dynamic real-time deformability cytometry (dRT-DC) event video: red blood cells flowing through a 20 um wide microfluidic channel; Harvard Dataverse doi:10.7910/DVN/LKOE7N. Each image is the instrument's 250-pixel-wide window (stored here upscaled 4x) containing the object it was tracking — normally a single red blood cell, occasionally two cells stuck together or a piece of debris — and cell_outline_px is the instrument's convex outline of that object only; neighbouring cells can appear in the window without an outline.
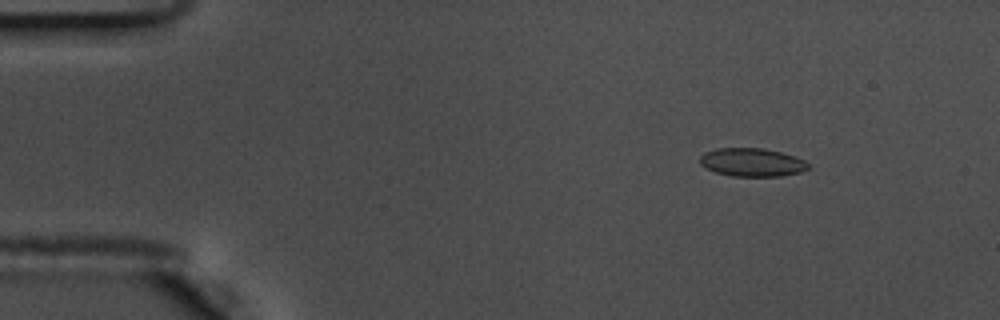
{"species": "common noctule bat (a hibernating species)", "species_latin": "Nyctalus noctula", "temperature_condition": "warm", "stored_images_in_passage": 11, "camera_frame_rate_fps": 3000, "um_per_image_px": 0.085, "animal": {"sex": "male", "body_mass_g": 17.5, "forearm_length_mm": 52.3}, "frame": {"image": 1, "passage_image": 1, "time_ms": 0.0, "image_size_px": [1000, 320], "cell_outline_px": [[808, 168], [800, 172], [780, 176], [732, 176], [716, 172], [700, 164], [700, 156], [704, 152], [716, 148], [764, 148], [796, 156], [804, 160], [808, 164]], "centroid_in_image_um": [63.91, 13.79], "position_along_channel_um": 21.1, "area_um2": 17.8}}